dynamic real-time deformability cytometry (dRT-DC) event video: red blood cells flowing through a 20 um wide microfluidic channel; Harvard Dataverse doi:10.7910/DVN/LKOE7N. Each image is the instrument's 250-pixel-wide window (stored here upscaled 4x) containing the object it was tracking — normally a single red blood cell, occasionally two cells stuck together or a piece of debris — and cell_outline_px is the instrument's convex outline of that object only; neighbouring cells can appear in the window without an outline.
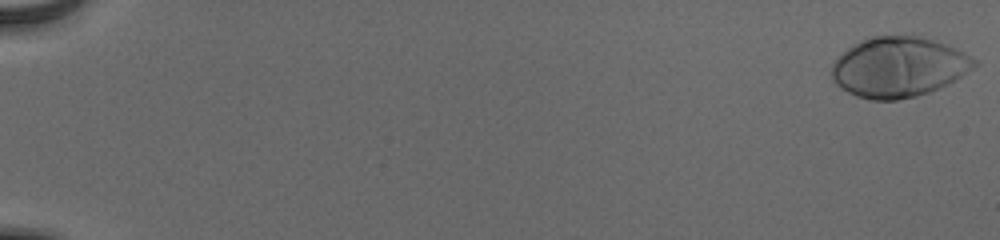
{"species": "human", "species_latin": "Homo sapiens", "temperature_condition": "cold", "stored_images_in_passage": 15, "camera_frame_rate_fps": 3000, "um_per_image_px": 0.085, "donor": {"sex": "male"}, "frame": {"image": 1, "passage_image": 1, "time_ms": 0.0, "image_size_px": [1000, 240], "cell_outline_px": [[980, 64], [948, 84], [940, 88], [916, 96], [896, 100], [872, 100], [856, 96], [848, 92], [836, 84], [832, 80], [832, 64], [852, 44], [860, 40], [872, 36], [920, 36], [956, 48], [980, 60]], "centroid_in_image_um": [76.41, 5.7], "position_along_channel_um": 8.6, "area_um2": 50.0}}